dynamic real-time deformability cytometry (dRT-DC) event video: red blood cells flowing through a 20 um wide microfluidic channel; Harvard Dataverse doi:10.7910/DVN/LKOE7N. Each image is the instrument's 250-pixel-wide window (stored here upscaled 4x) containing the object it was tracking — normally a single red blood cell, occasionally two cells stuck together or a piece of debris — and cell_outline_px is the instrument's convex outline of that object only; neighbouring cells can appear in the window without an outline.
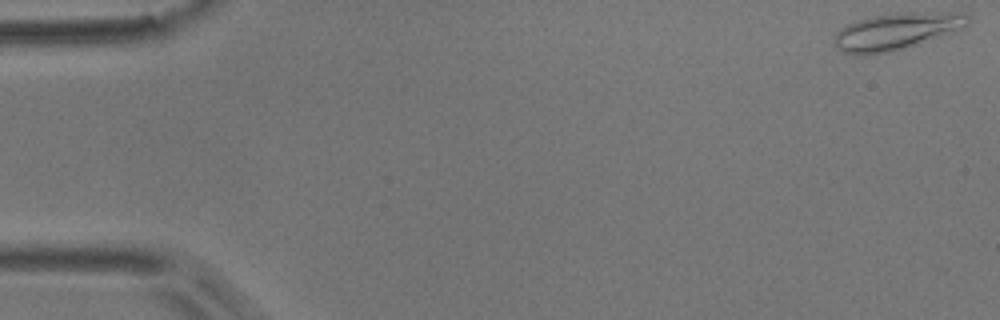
{"species": "common noctule bat (a hibernating species)", "species_latin": "Nyctalus noctula", "temperature_condition": "room temperature", "stored_images_in_passage": 4, "camera_frame_rate_fps": 3000, "um_per_image_px": 0.085, "animal": {"sex": "male", "body_mass_g": 17.9}, "frame": {"image": 1, "passage_image": 1, "time_ms": 0.0, "image_size_px": [1000, 320], "cell_outline_px": [[972, 20], [964, 28], [956, 32], [892, 52], [868, 56], [856, 56], [844, 52], [836, 48], [836, 32], [840, 28], [856, 20], [872, 16], [900, 12], [964, 12], [972, 16]], "centroid_in_image_um": [76.26, 2.66], "position_along_channel_um": 8.7, "area_um2": 29.42}}